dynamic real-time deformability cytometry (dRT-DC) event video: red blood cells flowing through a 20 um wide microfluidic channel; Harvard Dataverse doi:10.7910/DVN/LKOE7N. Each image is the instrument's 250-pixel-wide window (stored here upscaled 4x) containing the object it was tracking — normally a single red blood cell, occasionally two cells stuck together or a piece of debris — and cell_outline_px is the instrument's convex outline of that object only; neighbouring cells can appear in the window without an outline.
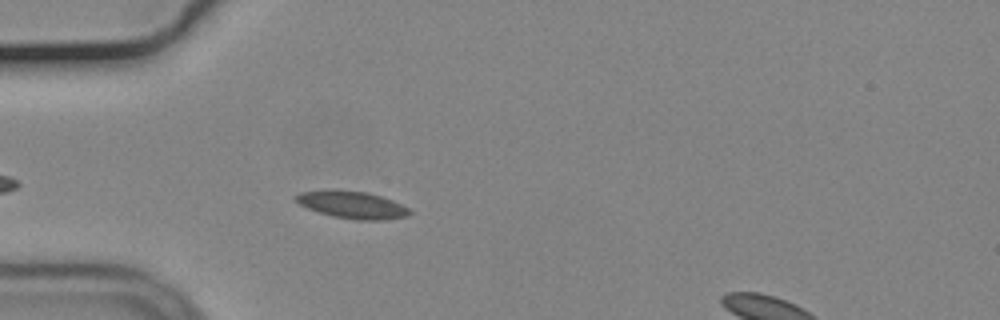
{"species": "common noctule bat (a hibernating species)", "species_latin": "Nyctalus noctula", "temperature_condition": "cold", "stored_images_in_passage": 44, "camera_frame_rate_fps": 3000, "um_per_image_px": 0.085, "animal": {"sex": "male", "body_mass_g": 19.2, "forearm_length_mm": 51.8}, "frame": {"image": 1, "passage_image": 7, "time_ms": 2.0, "image_size_px": [1000, 320], "cell_outline_px": [[412, 212], [408, 216], [384, 220], [352, 220], [332, 216], [308, 208], [300, 204], [292, 196], [300, 192], [368, 192], [392, 200], [408, 208]], "centroid_in_image_um": [29.99, 17.46], "position_along_channel_um": 55.0, "area_um2": 17.4}}
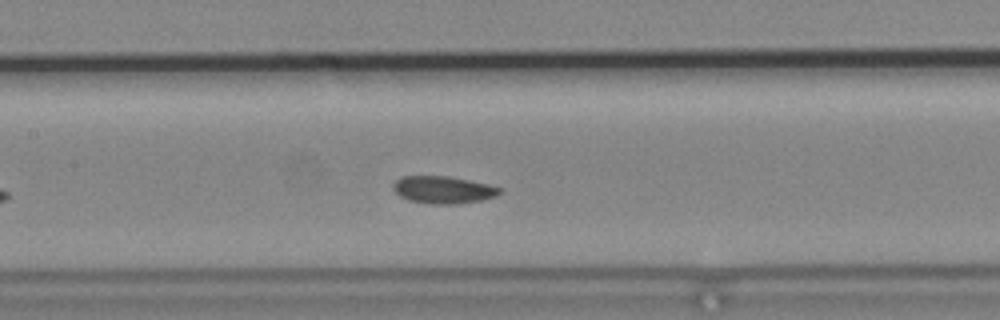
{"frame": {"image": 2, "passage_image": 17, "time_ms": 5.333, "image_size_px": [1000, 320], "cell_outline_px": [[500, 192], [496, 196], [480, 200], [456, 204], [428, 204], [408, 200], [400, 196], [392, 188], [392, 184], [400, 176], [448, 176], [488, 184], [500, 188]], "centroid_in_image_um": [37.62, 16.13], "position_along_channel_um": 169.8, "area_um2": 16.94}}
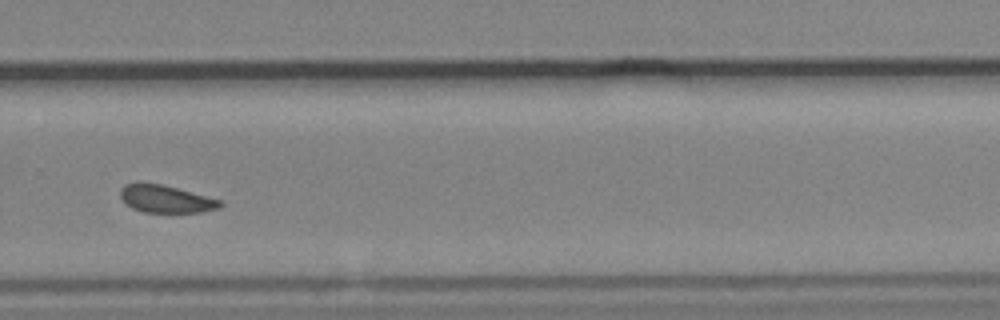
{"frame": {"image": 3, "passage_image": 29, "time_ms": 9.333, "image_size_px": [1000, 320], "cell_outline_px": [[224, 204], [220, 208], [204, 212], [144, 212], [132, 208], [120, 196], [120, 188], [124, 184], [136, 180], [140, 180], [160, 184], [224, 200]], "centroid_in_image_um": [14.1, 16.88], "position_along_channel_um": 315.7, "area_um2": 16.42}}